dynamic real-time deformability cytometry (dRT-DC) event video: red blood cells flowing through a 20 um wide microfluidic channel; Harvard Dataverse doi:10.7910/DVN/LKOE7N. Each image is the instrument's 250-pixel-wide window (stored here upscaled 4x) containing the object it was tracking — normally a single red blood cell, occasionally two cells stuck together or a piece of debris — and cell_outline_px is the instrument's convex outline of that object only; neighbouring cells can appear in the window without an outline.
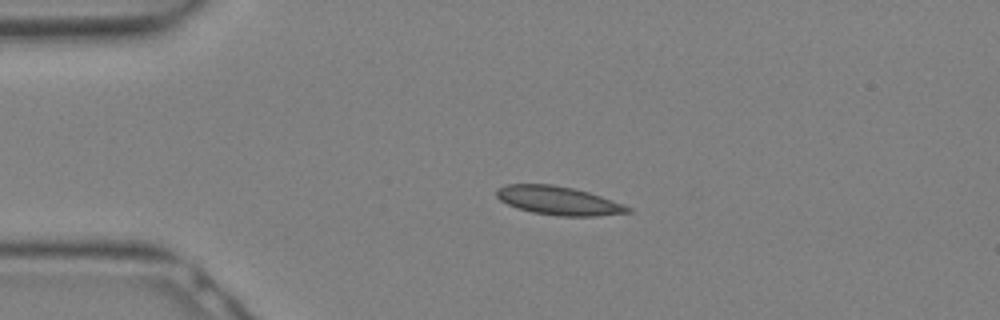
{"species": "Egyptian fruit bat (a non-hibernating species)", "species_latin": "Rousettus aegyptiacus", "temperature_condition": "warm", "stored_images_in_passage": 8, "camera_frame_rate_fps": 3000, "um_per_image_px": 0.085, "animal": {"sex": "female"}, "frame": {"image": 1, "passage_image": 1, "time_ms": 0.0, "image_size_px": [1000, 320], "cell_outline_px": [[632, 212], [596, 216], [556, 216], [532, 212], [516, 208], [500, 200], [496, 196], [496, 188], [508, 184], [552, 184], [572, 188], [588, 192], [600, 196], [632, 208]], "centroid_in_image_um": [47.43, 17.06], "position_along_channel_um": 37.6, "area_um2": 21.79}}
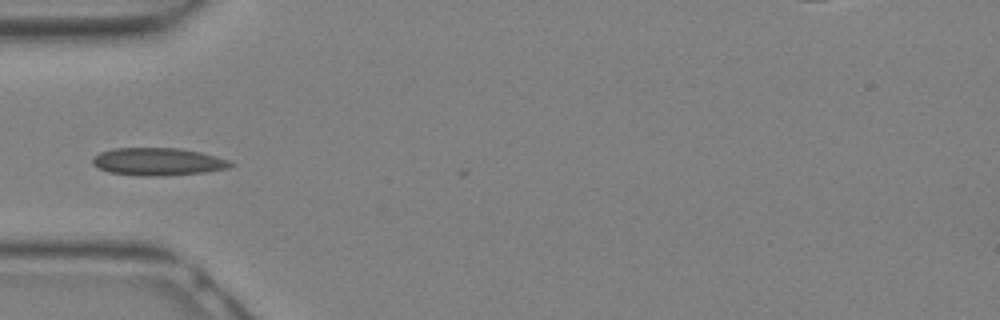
{"frame": {"image": 2, "passage_image": 4, "time_ms": 1.0, "image_size_px": [1000, 320], "cell_outline_px": [[236, 164], [228, 168], [204, 172], [160, 176], [140, 176], [108, 172], [92, 164], [92, 156], [100, 152], [112, 148], [180, 148], [200, 152], [216, 156], [228, 160]], "centroid_in_image_um": [13.4, 13.74], "position_along_channel_um": 71.6, "area_um2": 22.31}}
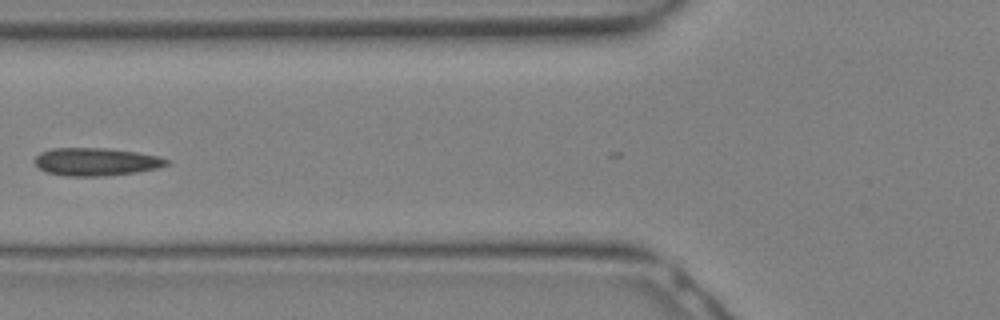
{"frame": {"image": 3, "passage_image": 6, "time_ms": 1.667, "image_size_px": [1000, 320], "cell_outline_px": [[168, 164], [156, 168], [136, 172], [104, 176], [64, 176], [44, 172], [32, 160], [40, 152], [52, 148], [104, 148], [136, 152], [156, 156], [168, 160]], "centroid_in_image_um": [8.08, 13.75], "position_along_channel_um": 117.7, "area_um2": 21.33}}